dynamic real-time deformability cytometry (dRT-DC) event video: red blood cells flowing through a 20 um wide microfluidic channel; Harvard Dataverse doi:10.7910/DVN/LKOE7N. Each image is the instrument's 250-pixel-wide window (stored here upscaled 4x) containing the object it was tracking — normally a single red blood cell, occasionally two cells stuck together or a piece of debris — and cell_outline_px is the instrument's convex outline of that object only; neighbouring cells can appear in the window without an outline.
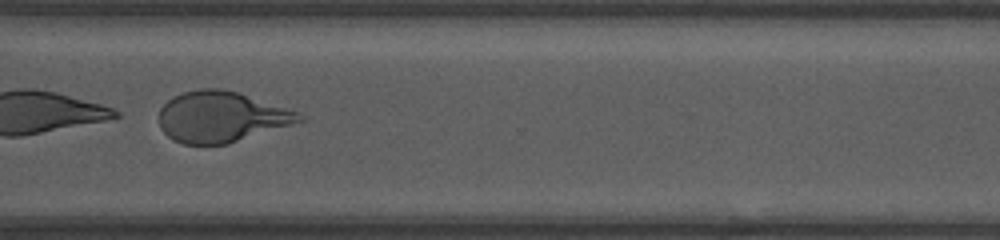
{"species": "human", "species_latin": "Homo sapiens", "temperature_condition": "room temperature", "stored_images_in_passage": 42, "camera_frame_rate_fps": 3000, "um_per_image_px": 0.085, "donor": {"sex": "female"}, "frame": {"image": 1, "passage_image": 31, "time_ms": 8.333, "image_size_px": [1000, 240], "cell_outline_px": [[304, 120], [292, 124], [228, 144], [184, 144], [172, 140], [160, 128], [160, 108], [172, 96], [184, 92], [200, 88], [216, 88], [236, 92], [296, 112], [304, 116]], "centroid_in_image_um": [18.74, 9.94], "position_along_channel_um": 351.9, "area_um2": 40.86}}